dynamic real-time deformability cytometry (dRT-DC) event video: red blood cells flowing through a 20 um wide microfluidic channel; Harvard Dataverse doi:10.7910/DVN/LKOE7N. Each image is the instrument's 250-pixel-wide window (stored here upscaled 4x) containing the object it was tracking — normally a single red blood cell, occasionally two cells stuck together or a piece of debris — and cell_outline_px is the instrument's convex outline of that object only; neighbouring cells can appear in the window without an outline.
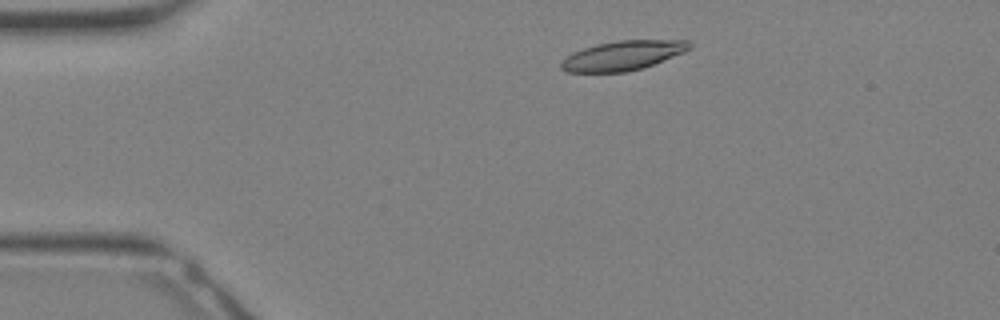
{"species": "Egyptian fruit bat (a non-hibernating species)", "species_latin": "Rousettus aegyptiacus", "temperature_condition": "warm", "stored_images_in_passage": 30, "camera_frame_rate_fps": 3000, "um_per_image_px": 0.085, "animal": {"sex": "female"}, "frame": {"image": 1, "passage_image": 4, "time_ms": 1.0, "image_size_px": [1000, 320], "cell_outline_px": [[692, 48], [684, 52], [652, 64], [640, 68], [624, 72], [568, 72], [560, 68], [560, 60], [572, 52], [596, 44], [620, 40], [688, 40], [692, 44]], "centroid_in_image_um": [52.9, 4.71], "position_along_channel_um": 32.1, "area_um2": 21.96}}
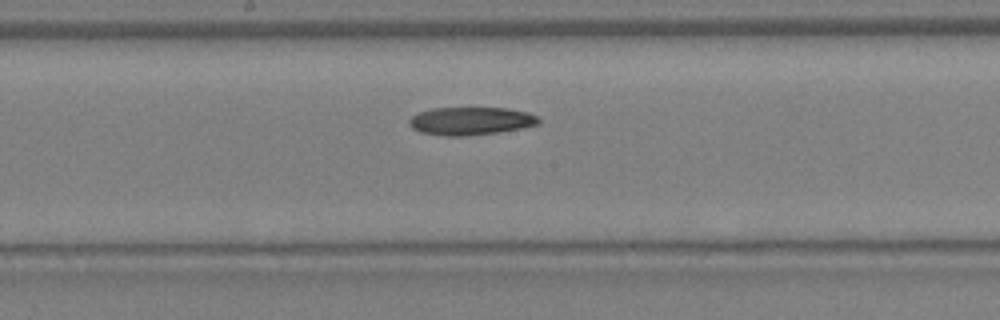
{"frame": {"image": 2, "passage_image": 15, "time_ms": 4.667, "image_size_px": [1000, 320], "cell_outline_px": [[540, 124], [520, 128], [496, 132], [468, 136], [444, 136], [420, 132], [412, 128], [408, 124], [408, 120], [412, 116], [420, 112], [432, 108], [508, 108], [528, 112], [536, 116], [540, 120]], "centroid_in_image_um": [39.99, 10.28], "position_along_channel_um": 208.2, "area_um2": 21.1}}
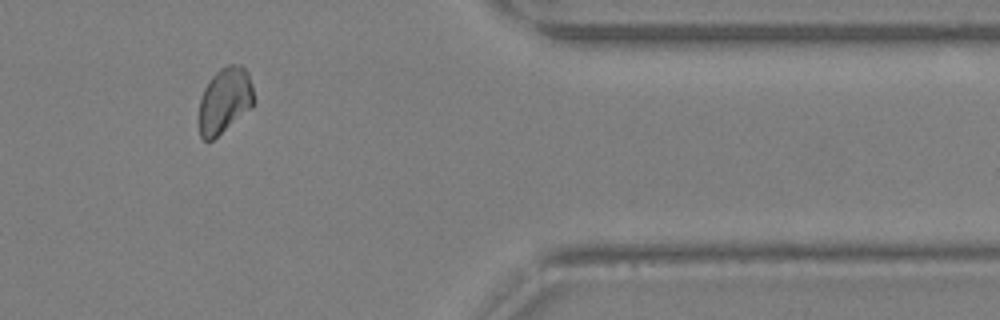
{"frame": {"image": 3, "passage_image": 25, "time_ms": 8.0, "image_size_px": [1000, 320], "cell_outline_px": [[252, 108], [212, 140], [204, 140], [200, 136], [200, 100], [204, 88], [212, 76], [220, 68], [228, 64], [240, 64], [248, 72], [252, 84]], "centroid_in_image_um": [19.1, 8.51], "position_along_channel_um": 392.3, "area_um2": 20.75}}